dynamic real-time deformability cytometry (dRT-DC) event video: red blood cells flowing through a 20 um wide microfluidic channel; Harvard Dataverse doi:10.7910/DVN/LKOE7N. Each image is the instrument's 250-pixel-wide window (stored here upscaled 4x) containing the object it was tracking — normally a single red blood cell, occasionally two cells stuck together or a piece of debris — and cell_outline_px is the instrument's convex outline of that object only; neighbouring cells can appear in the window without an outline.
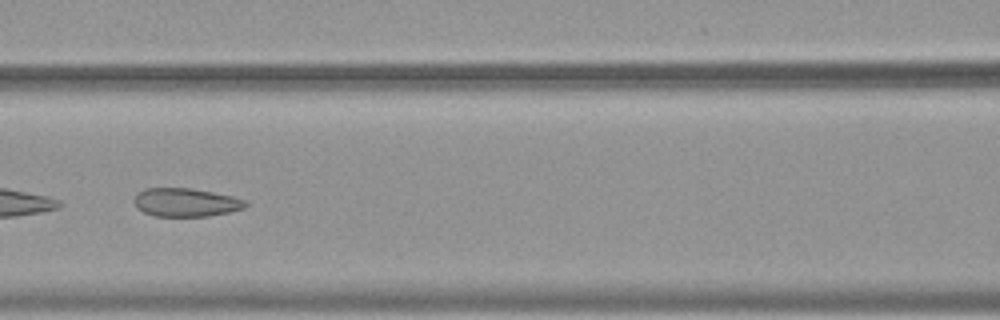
{"species": "common noctule bat (a hibernating species)", "species_latin": "Nyctalus noctula", "temperature_condition": "warm", "stored_images_in_passage": 53, "camera_frame_rate_fps": 3000, "um_per_image_px": 0.085, "animal": {"sex": "female", "body_mass_g": 19.9}, "frame": {"image": 1, "passage_image": 25, "time_ms": 8.0, "image_size_px": [1000, 320], "cell_outline_px": [[248, 204], [244, 208], [228, 212], [208, 216], [156, 216], [144, 212], [136, 208], [132, 200], [136, 192], [144, 188], [192, 188], [232, 196], [244, 200]], "centroid_in_image_um": [15.73, 17.19], "position_along_channel_um": 150.9, "area_um2": 18.55}}
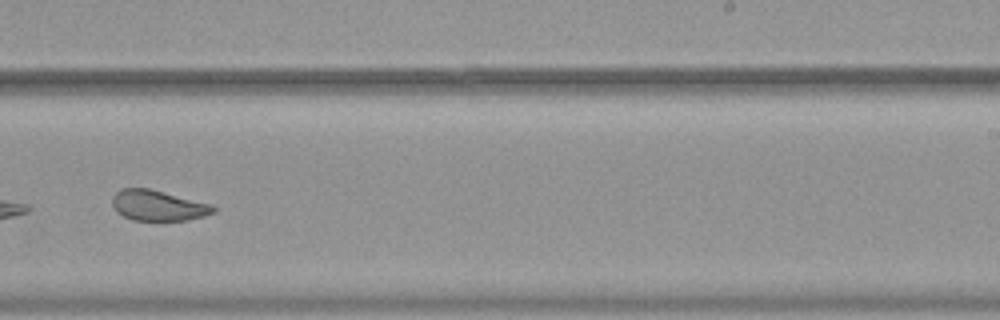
{"frame": {"image": 2, "passage_image": 35, "time_ms": 11.333, "image_size_px": [1000, 320], "cell_outline_px": [[216, 212], [204, 216], [188, 220], [132, 220], [116, 212], [112, 204], [112, 196], [120, 188], [148, 188], [212, 204], [216, 208]], "centroid_in_image_um": [13.43, 17.46], "position_along_channel_um": 275.6, "area_um2": 18.03}}
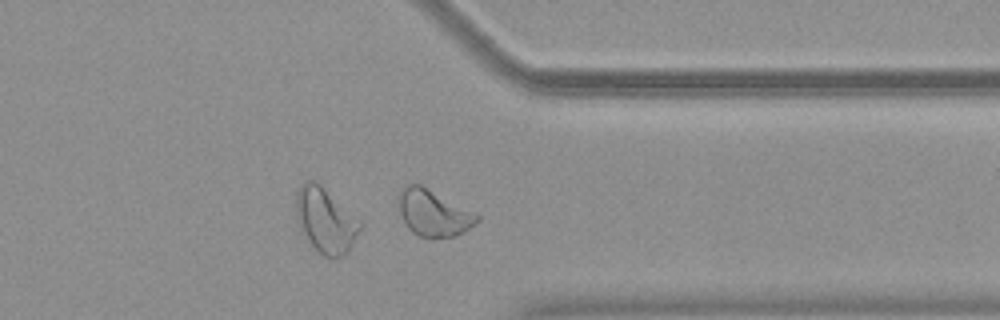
{"frame": {"image": 3, "passage_image": 43, "time_ms": 14.0, "image_size_px": [1000, 320], "cell_outline_px": [[480, 220], [464, 232], [452, 236], [432, 240], [420, 236], [412, 232], [408, 228], [400, 212], [396, 200], [400, 192], [408, 184], [420, 184], [480, 216]], "centroid_in_image_um": [36.82, 18.14], "position_along_channel_um": 374.6, "area_um2": 21.1}, "authors_computed_cell_mechanics": {"area_um2": 22.7732, "velocity_mm_per_s": 3.7659, "shape_relaxation_time_tau1_ms": null, "shape_relaxation_time_tau2_ms": 1.3165, "deformation_change_tau1": null, "deformation_change_tau2": 0.0862}}